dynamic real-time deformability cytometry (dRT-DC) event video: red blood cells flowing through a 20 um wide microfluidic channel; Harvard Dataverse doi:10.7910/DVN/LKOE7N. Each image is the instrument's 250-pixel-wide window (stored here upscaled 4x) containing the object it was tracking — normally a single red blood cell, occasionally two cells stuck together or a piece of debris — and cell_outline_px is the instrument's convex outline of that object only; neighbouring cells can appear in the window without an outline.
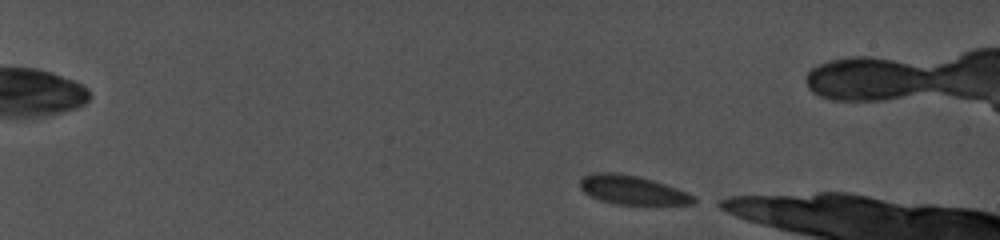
{"species": "common noctule bat (a hibernating species)", "species_latin": "Nyctalus noctula", "temperature_condition": "cold", "stored_images_in_passage": 7, "segment_of_instrument_passage": [1, 2], "camera_frame_rate_fps": 5000, "um_per_image_px": 0.085, "animal": {"sex": "female", "body_mass_g": 19.0, "forearm_length_mm": 56.7}, "frame": {"image": 1, "passage_image": 1, "time_ms": 0.0, "image_size_px": [1000, 240], "cell_outline_px": [[700, 200], [696, 204], [616, 204], [600, 200], [588, 196], [580, 188], [580, 180], [584, 176], [596, 172], [616, 172], [636, 176], [652, 180], [688, 192]], "centroid_in_image_um": [53.76, 16.16], "position_along_channel_um": 31.2, "area_um2": 19.19}}
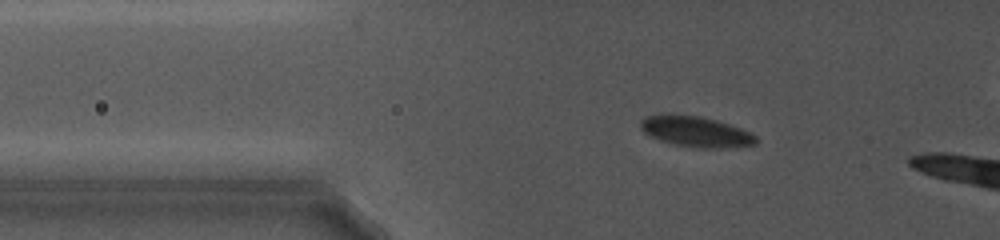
{"frame": {"image": 2, "passage_image": 5, "time_ms": 4.6, "image_size_px": [1000, 240], "cell_outline_px": [[760, 140], [756, 144], [724, 148], [696, 148], [676, 144], [660, 140], [648, 136], [640, 128], [640, 120], [644, 116], [660, 112], [672, 112], [704, 116], [740, 128], [756, 136]], "centroid_in_image_um": [59.07, 11.14], "position_along_channel_um": 66.7, "area_um2": 21.27}}